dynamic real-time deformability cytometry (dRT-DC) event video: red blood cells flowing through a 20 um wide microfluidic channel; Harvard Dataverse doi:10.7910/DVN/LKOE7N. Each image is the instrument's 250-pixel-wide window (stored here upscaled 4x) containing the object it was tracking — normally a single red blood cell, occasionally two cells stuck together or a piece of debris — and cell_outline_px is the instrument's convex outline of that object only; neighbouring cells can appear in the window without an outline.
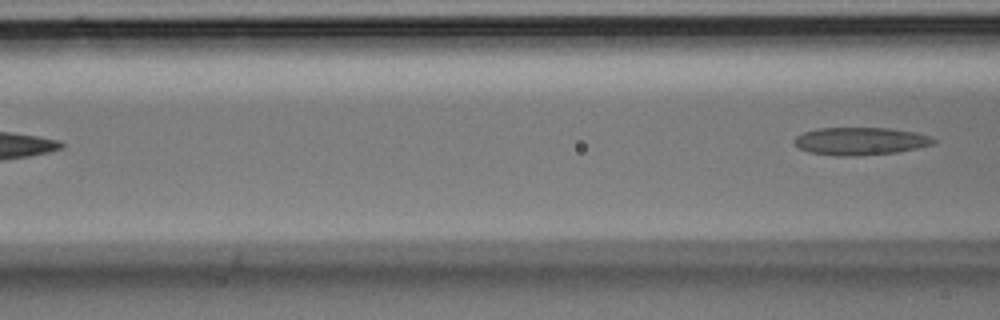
{"species": "Egyptian fruit bat (a non-hibernating species)", "species_latin": "Rousettus aegyptiacus", "temperature_condition": "room temperature", "stored_images_in_passage": 5, "camera_frame_rate_fps": 3000, "um_per_image_px": 0.085, "animal": {"sex": "male"}, "frame": {"image": 1, "passage_image": 5, "time_ms": 1.333, "image_size_px": [1000, 320], "cell_outline_px": [[936, 140], [932, 144], [916, 148], [896, 152], [856, 156], [836, 156], [808, 152], [800, 148], [792, 140], [796, 136], [804, 132], [820, 128], [888, 128], [912, 132], [928, 136]], "centroid_in_image_um": [73.07, 12.0], "position_along_channel_um": 93.5, "area_um2": 22.2}}